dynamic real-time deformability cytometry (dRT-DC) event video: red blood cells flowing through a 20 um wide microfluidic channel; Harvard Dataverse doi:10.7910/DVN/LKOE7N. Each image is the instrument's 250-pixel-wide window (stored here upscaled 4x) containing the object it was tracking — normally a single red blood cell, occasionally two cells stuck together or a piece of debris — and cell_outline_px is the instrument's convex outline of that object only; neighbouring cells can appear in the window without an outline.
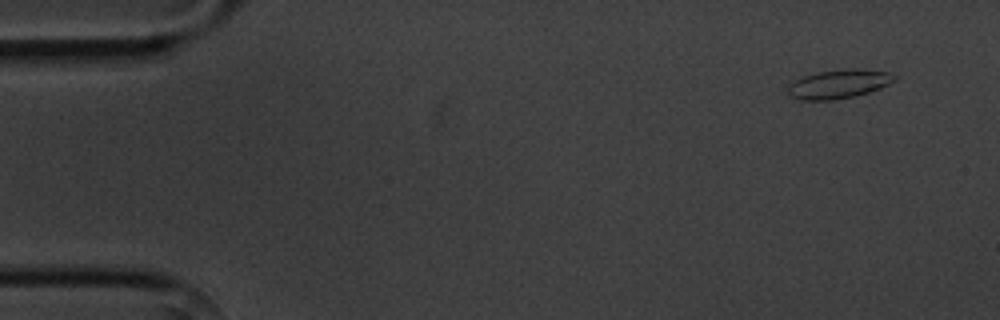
{"species": "common noctule bat (a hibernating species)", "species_latin": "Nyctalus noctula", "temperature_condition": "cold", "stored_images_in_passage": 8, "camera_frame_rate_fps": 3000, "um_per_image_px": 0.085, "animal": {"sex": "male", "body_mass_g": 20.1, "forearm_length_mm": 53.5}, "frame": {"image": 1, "passage_image": 2, "time_ms": 1.0, "image_size_px": [1000, 320], "cell_outline_px": [[896, 80], [880, 88], [856, 96], [832, 100], [800, 100], [788, 96], [788, 84], [804, 76], [816, 72], [860, 68], [888, 72], [896, 76]], "centroid_in_image_um": [71.28, 7.15], "position_along_channel_um": 13.7, "area_um2": 17.92}}
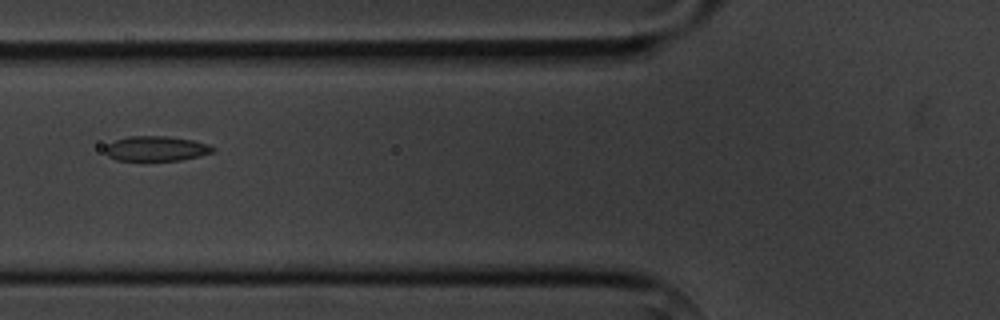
{"frame": {"image": 2, "passage_image": 7, "time_ms": 6.667, "image_size_px": [1000, 320], "cell_outline_px": [[216, 148], [212, 152], [200, 156], [180, 160], [116, 160], [108, 156], [104, 152], [104, 148], [108, 144], [116, 140], [128, 136], [168, 136], [192, 140], [208, 144]], "centroid_in_image_um": [13.26, 12.63], "position_along_channel_um": 112.5, "area_um2": 15.61}}
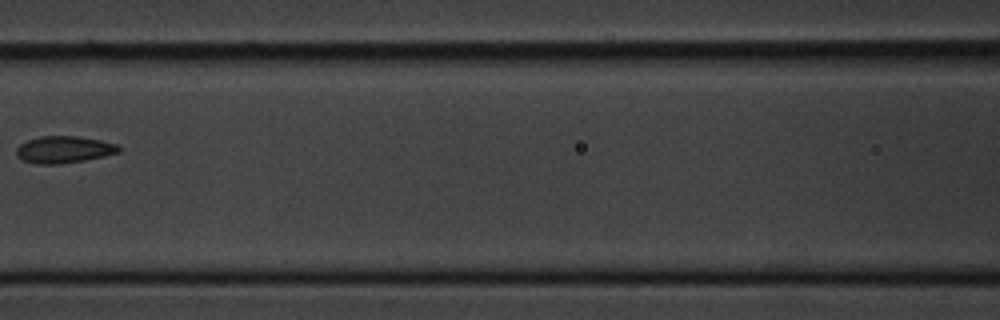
{"frame": {"image": 3, "passage_image": 8, "time_ms": 8.0, "image_size_px": [1000, 320], "cell_outline_px": [[120, 152], [104, 156], [84, 160], [60, 164], [40, 164], [24, 160], [16, 156], [16, 148], [20, 144], [28, 140], [40, 136], [76, 136], [100, 140], [116, 144], [120, 148]], "centroid_in_image_um": [5.42, 12.71], "position_along_channel_um": 161.2, "area_um2": 15.95}}